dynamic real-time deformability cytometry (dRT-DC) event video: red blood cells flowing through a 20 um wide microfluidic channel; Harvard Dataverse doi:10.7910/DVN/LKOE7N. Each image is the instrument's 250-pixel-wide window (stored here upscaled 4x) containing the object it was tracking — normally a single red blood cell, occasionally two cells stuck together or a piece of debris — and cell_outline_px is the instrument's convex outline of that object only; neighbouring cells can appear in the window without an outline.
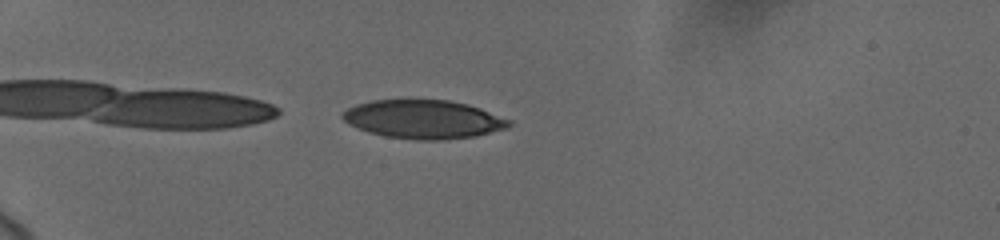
{"species": "human", "species_latin": "Homo sapiens", "temperature_condition": "cold", "stored_images_in_passage": 18, "camera_frame_rate_fps": 3000, "um_per_image_px": 0.085, "donor": {"sex": "female"}, "frame": {"image": 1, "passage_image": 4, "time_ms": 0.667, "image_size_px": [1000, 240], "cell_outline_px": [[512, 124], [508, 128], [476, 136], [436, 140], [416, 140], [384, 136], [368, 132], [348, 124], [340, 116], [348, 108], [356, 104], [372, 100], [448, 100], [468, 104], [480, 108], [512, 120]], "centroid_in_image_um": [36.01, 10.14], "position_along_channel_um": 49.0, "area_um2": 37.51}}
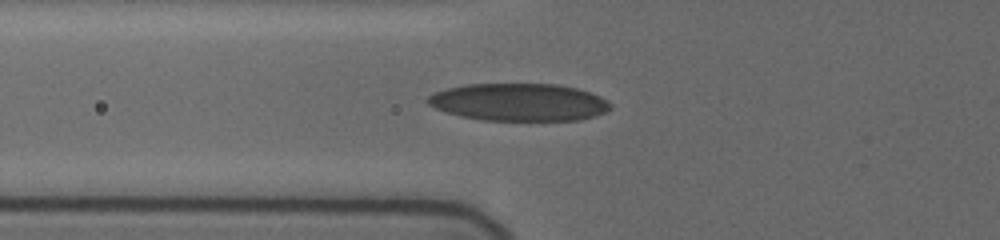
{"frame": {"image": 2, "passage_image": 15, "time_ms": 2.667, "image_size_px": [1000, 240], "cell_outline_px": [[612, 108], [604, 112], [580, 120], [480, 120], [460, 116], [436, 108], [428, 104], [424, 100], [428, 96], [436, 92], [448, 88], [464, 84], [556, 84], [576, 88], [600, 96], [608, 100], [612, 104]], "centroid_in_image_um": [44.11, 8.68], "position_along_channel_um": 81.7, "area_um2": 39.88}}